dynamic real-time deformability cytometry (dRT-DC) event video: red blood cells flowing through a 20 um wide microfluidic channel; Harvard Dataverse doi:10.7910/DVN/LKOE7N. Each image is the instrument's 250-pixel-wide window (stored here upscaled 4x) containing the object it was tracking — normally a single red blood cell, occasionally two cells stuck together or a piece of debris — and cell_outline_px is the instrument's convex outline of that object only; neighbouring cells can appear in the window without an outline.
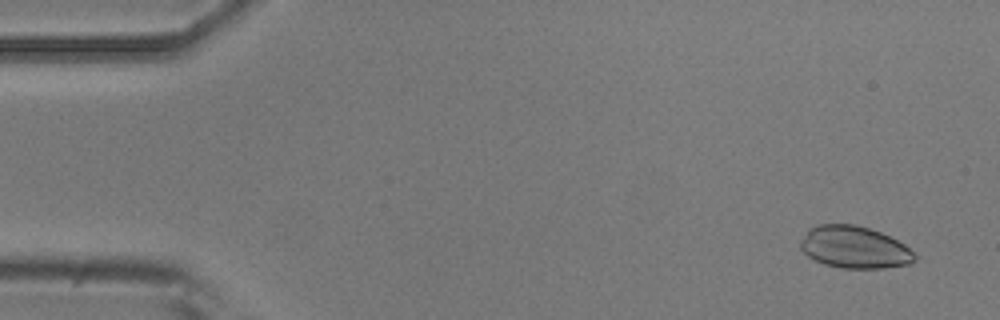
{"species": "common noctule bat (a hibernating species)", "species_latin": "Nyctalus noctula", "temperature_condition": "room temperature", "stored_images_in_passage": 53, "camera_frame_rate_fps": 3000, "um_per_image_px": 0.085, "animal": {"sex": "male", "body_mass_g": 20.5, "forearm_length_mm": 52.5}, "frame": {"image": 1, "passage_image": 3, "time_ms": 0.667, "image_size_px": [1000, 320], "cell_outline_px": [[916, 260], [908, 264], [884, 268], [840, 268], [824, 264], [808, 256], [800, 248], [800, 240], [816, 224], [856, 224], [880, 232], [904, 244], [916, 256]], "centroid_in_image_um": [72.62, 21.02], "position_along_channel_um": 12.4, "area_um2": 27.8}}
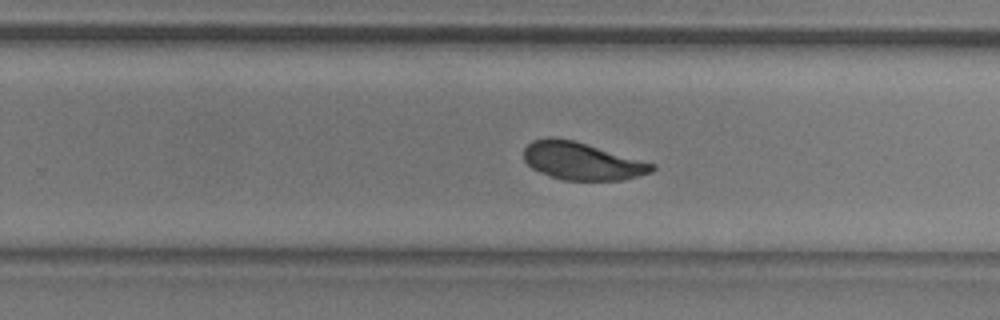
{"frame": {"image": 2, "passage_image": 34, "time_ms": 11.0, "image_size_px": [1000, 320], "cell_outline_px": [[656, 168], [652, 172], [624, 180], [564, 180], [540, 172], [532, 168], [524, 160], [524, 148], [532, 140], [548, 136], [552, 136], [572, 140], [656, 164]], "centroid_in_image_um": [49.45, 13.68], "position_along_channel_um": 280.3, "area_um2": 27.98}}
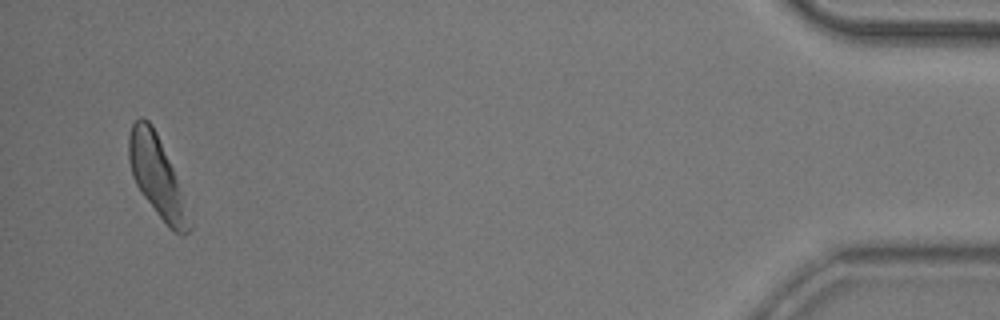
{"frame": {"image": 3, "passage_image": 52, "time_ms": 17.0, "image_size_px": [1000, 320], "cell_outline_px": [[192, 228], [184, 236], [168, 228], [140, 192], [132, 176], [128, 160], [128, 136], [132, 124], [140, 116], [144, 116], [152, 124], [156, 132], [172, 168], [192, 224]], "centroid_in_image_um": [13.3, 15.0], "position_along_channel_um": 421.9, "area_um2": 27.86}}